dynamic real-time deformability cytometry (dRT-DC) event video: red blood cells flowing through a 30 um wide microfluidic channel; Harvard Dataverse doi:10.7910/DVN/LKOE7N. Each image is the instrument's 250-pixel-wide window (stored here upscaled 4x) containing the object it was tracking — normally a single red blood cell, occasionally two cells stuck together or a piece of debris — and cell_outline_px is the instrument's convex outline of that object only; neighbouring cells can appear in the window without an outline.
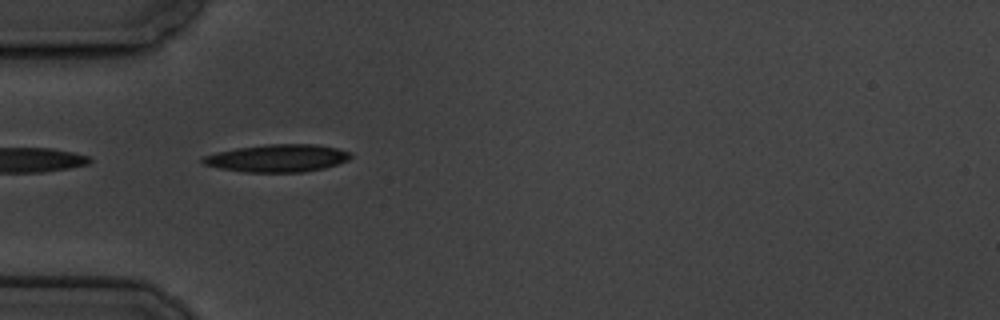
{"species": "common noctule bat (a hibernating species)", "species_latin": "Nyctalus noctula", "temperature_condition": "cold", "stored_images_in_passage": 6, "camera_frame_rate_fps": 3000, "um_per_image_px": 0.085, "animal": {"sex": "male", "body_mass_g": 19.5, "forearm_length_mm": 54.6}, "frame": {"image": 1, "passage_image": 5, "time_ms": 4.667, "image_size_px": [1000, 320], "cell_outline_px": [[352, 156], [348, 160], [324, 168], [304, 172], [244, 172], [220, 168], [204, 164], [200, 160], [204, 156], [236, 148], [268, 144], [316, 144], [336, 148], [352, 152]], "centroid_in_image_um": [23.62, 13.44], "position_along_channel_um": 61.4, "area_um2": 23.64}}